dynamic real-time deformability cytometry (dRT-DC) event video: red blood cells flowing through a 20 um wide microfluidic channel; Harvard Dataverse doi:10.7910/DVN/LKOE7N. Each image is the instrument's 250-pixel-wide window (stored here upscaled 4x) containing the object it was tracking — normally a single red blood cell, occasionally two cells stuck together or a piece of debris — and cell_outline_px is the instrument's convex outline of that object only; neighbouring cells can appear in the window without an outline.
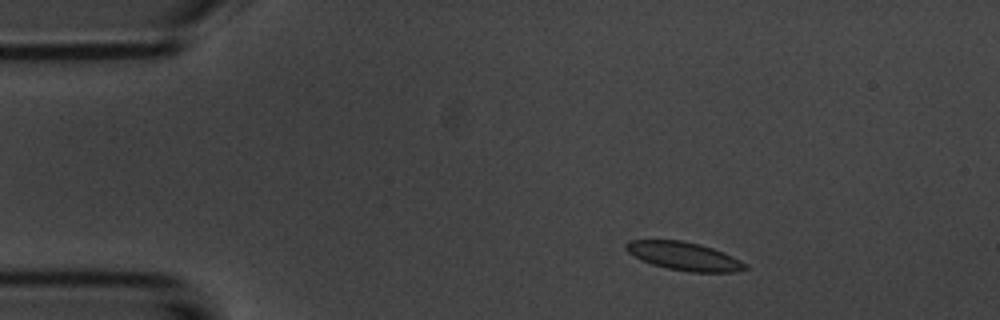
{"species": "common noctule bat (a hibernating species)", "species_latin": "Nyctalus noctula", "temperature_condition": "room temperature", "stored_images_in_passage": 3, "camera_frame_rate_fps": 3000, "um_per_image_px": 0.085, "animal": {"sex": "male", "body_mass_g": 20.1, "forearm_length_mm": 53.5}, "frame": {"image": 1, "passage_image": 1, "time_ms": 0.0, "image_size_px": [1000, 320], "cell_outline_px": [[748, 268], [736, 272], [688, 272], [668, 268], [652, 264], [640, 260], [628, 252], [624, 248], [624, 244], [628, 240], [684, 240], [700, 244], [712, 248], [732, 256], [748, 264]], "centroid_in_image_um": [58.13, 21.77], "position_along_channel_um": 26.9, "area_um2": 19.77}}